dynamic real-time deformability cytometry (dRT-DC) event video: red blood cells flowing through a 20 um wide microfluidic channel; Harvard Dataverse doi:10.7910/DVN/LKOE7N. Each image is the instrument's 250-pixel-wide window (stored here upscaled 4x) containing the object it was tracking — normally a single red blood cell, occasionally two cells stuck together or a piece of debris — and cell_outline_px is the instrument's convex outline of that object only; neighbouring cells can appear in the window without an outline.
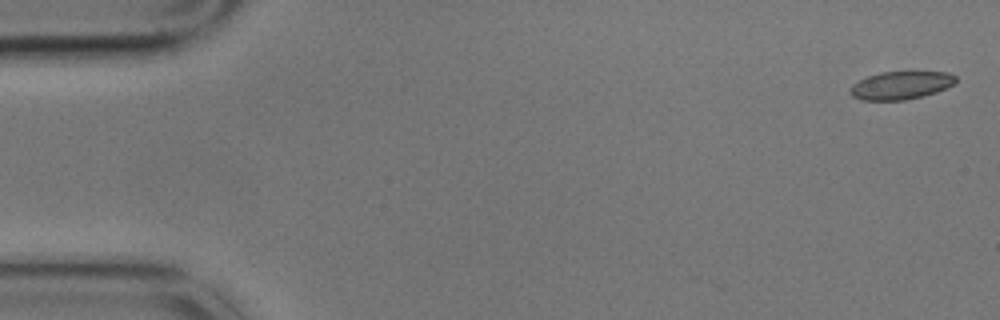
{"species": "common noctule bat (a hibernating species)", "species_latin": "Nyctalus noctula", "temperature_condition": "cold", "stored_images_in_passage": 4, "camera_frame_rate_fps": 3000, "um_per_image_px": 0.085, "animal": {"sex": "male", "body_mass_g": 17.9}, "frame": {"image": 1, "passage_image": 1, "time_ms": 0.0, "image_size_px": [1000, 320], "cell_outline_px": [[956, 84], [936, 92], [924, 96], [904, 100], [860, 100], [852, 96], [848, 92], [852, 84], [868, 76], [880, 72], [948, 72], [956, 76]], "centroid_in_image_um": [76.57, 7.26], "position_along_channel_um": 8.4, "area_um2": 17.34}}